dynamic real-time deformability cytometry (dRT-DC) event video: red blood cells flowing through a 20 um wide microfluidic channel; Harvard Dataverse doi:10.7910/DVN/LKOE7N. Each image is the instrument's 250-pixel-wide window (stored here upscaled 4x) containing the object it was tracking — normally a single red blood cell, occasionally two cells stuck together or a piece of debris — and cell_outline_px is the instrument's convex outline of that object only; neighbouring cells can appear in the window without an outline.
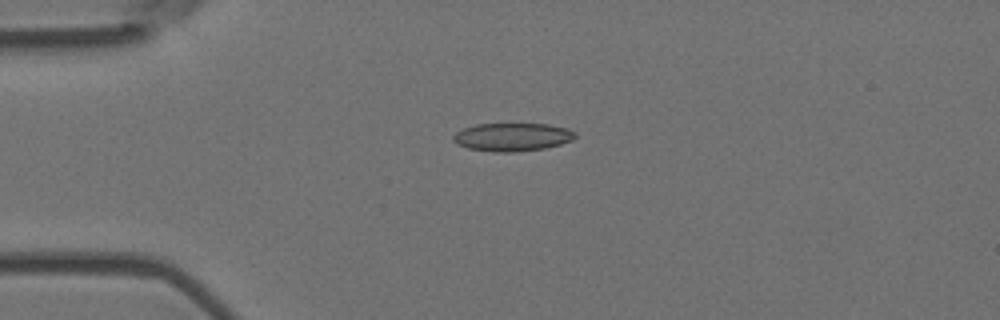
{"species": "Egyptian fruit bat (a non-hibernating species)", "species_latin": "Rousettus aegyptiacus", "temperature_condition": "room temperature", "stored_images_in_passage": 4, "camera_frame_rate_fps": 3000, "um_per_image_px": 0.085, "animal": {"sex": "female"}, "frame": {"image": 1, "passage_image": 3, "time_ms": 0.667, "image_size_px": [1000, 320], "cell_outline_px": [[576, 136], [572, 140], [560, 144], [544, 148], [516, 152], [492, 152], [468, 148], [456, 144], [452, 140], [452, 136], [456, 132], [464, 128], [476, 124], [548, 124], [568, 128], [576, 132]], "centroid_in_image_um": [43.53, 11.65], "position_along_channel_um": 41.5, "area_um2": 20.11}}